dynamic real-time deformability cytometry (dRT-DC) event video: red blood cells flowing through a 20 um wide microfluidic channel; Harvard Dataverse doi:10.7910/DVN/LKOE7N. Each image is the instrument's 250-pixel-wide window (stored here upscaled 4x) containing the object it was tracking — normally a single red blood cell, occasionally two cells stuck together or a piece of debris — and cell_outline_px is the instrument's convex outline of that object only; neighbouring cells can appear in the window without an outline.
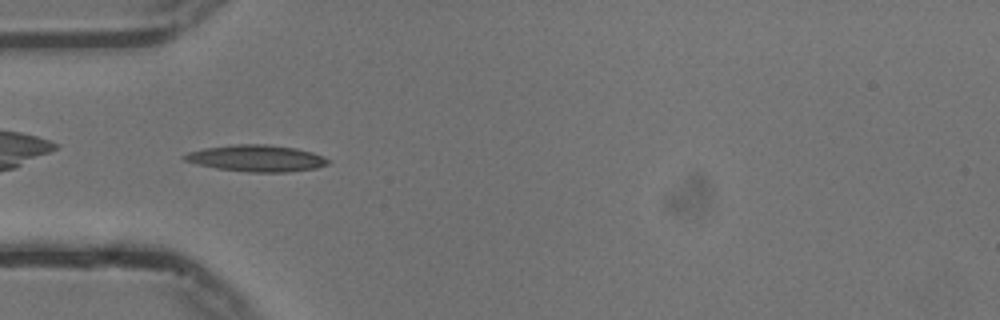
{"species": "common noctule bat (a hibernating species)", "species_latin": "Nyctalus noctula", "temperature_condition": "cold", "stored_images_in_passage": 40, "camera_frame_rate_fps": 3000, "um_per_image_px": 0.085, "animal": {"sex": "male", "body_mass_g": 13.3}, "frame": {"image": 1, "passage_image": 2, "time_ms": 0.333, "image_size_px": [1000, 320], "cell_outline_px": [[328, 164], [316, 168], [288, 172], [248, 172], [216, 168], [196, 164], [184, 160], [180, 156], [188, 152], [204, 148], [232, 144], [268, 144], [296, 148], [312, 152], [324, 156], [328, 160]], "centroid_in_image_um": [21.77, 13.45], "position_along_channel_um": 63.2, "area_um2": 22.37}}
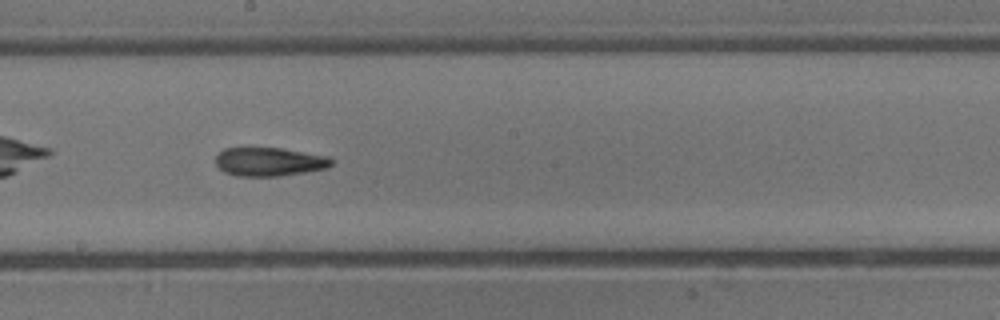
{"frame": {"image": 2, "passage_image": 15, "time_ms": 4.667, "image_size_px": [1000, 320], "cell_outline_px": [[336, 160], [328, 168], [280, 176], [236, 176], [224, 172], [216, 164], [216, 156], [224, 148], [280, 148], [332, 156]], "centroid_in_image_um": [22.95, 13.75], "position_along_channel_um": 225.2, "area_um2": 19.54}}
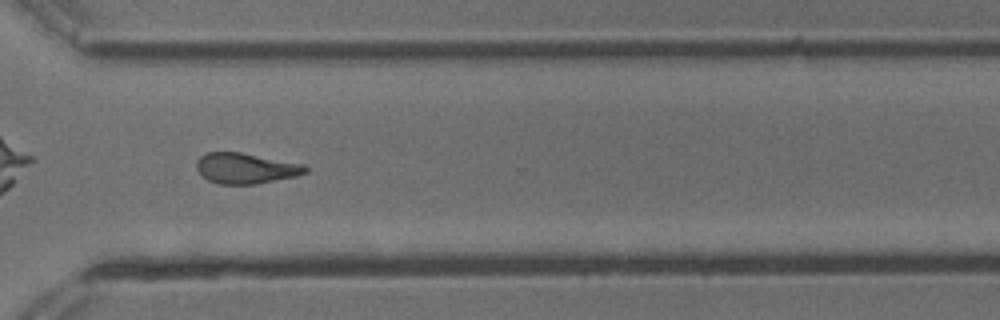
{"frame": {"image": 3, "passage_image": 25, "time_ms": 8.0, "image_size_px": [1000, 320], "cell_outline_px": [[308, 172], [296, 176], [256, 184], [220, 184], [208, 180], [196, 168], [196, 160], [200, 156], [208, 152], [240, 152], [304, 164], [308, 168]], "centroid_in_image_um": [20.89, 14.3], "position_along_channel_um": 349.7, "area_um2": 19.36}, "authors_computed_cell_mechanics": {"area_um2": 19.5364, "velocity_mm_per_s": 3.7439, "shape_relaxation_time_tau1_ms": 5.3907, "shape_relaxation_time_tau2_ms": null, "deformation_change_tau1": 0.1698, "deformation_change_tau2": null}}